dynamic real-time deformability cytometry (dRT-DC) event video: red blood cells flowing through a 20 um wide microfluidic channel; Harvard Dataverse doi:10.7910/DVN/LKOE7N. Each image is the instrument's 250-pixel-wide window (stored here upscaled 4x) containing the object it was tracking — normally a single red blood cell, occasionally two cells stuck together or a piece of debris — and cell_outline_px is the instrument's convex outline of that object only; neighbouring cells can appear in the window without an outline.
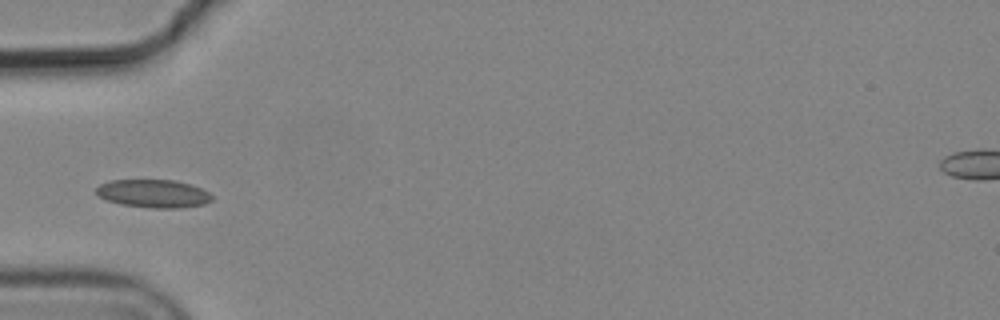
{"species": "common noctule bat (a hibernating species)", "species_latin": "Nyctalus noctula", "temperature_condition": "cold", "stored_images_in_passage": 8, "camera_frame_rate_fps": 3000, "um_per_image_px": 0.085, "animal": {"sex": "male", "body_mass_g": 19.2, "forearm_length_mm": 51.8}, "frame": {"image": 1, "passage_image": 4, "time_ms": 1.0, "image_size_px": [1000, 320], "cell_outline_px": [[212, 200], [204, 204], [180, 208], [152, 208], [120, 204], [108, 200], [100, 196], [96, 192], [96, 188], [100, 184], [112, 180], [176, 180], [192, 184], [208, 192], [212, 196]], "centroid_in_image_um": [13.07, 16.45], "position_along_channel_um": 71.9, "area_um2": 18.9}}
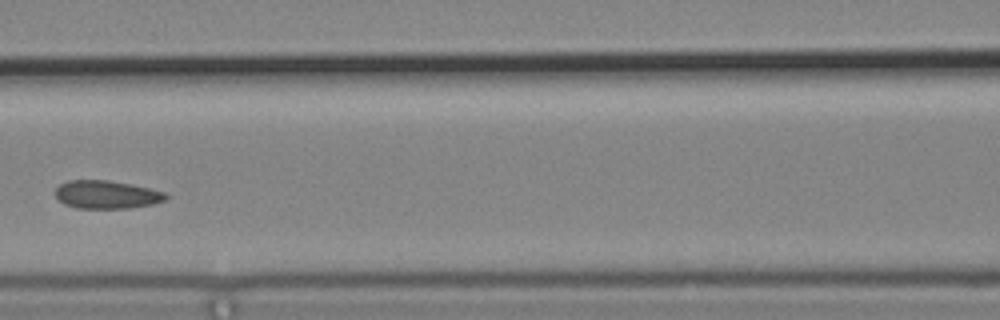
{"frame": {"image": 2, "passage_image": 6, "time_ms": 1.667, "image_size_px": [1000, 320], "cell_outline_px": [[168, 196], [164, 200], [152, 204], [128, 208], [76, 208], [64, 204], [56, 196], [56, 188], [60, 184], [68, 180], [108, 180], [132, 184], [168, 192]], "centroid_in_image_um": [9.08, 16.53], "position_along_channel_um": 157.5, "area_um2": 18.15}}
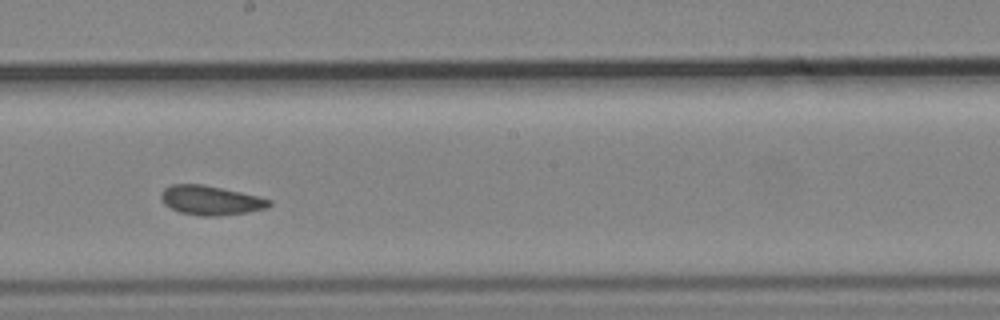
{"frame": {"image": 3, "passage_image": 8, "time_ms": 2.333, "image_size_px": [1000, 320], "cell_outline_px": [[272, 204], [268, 208], [248, 212], [220, 216], [200, 216], [180, 212], [164, 204], [160, 196], [160, 192], [164, 188], [172, 184], [204, 184], [240, 192], [272, 200]], "centroid_in_image_um": [17.9, 17.03], "position_along_channel_um": 230.3, "area_um2": 18.55}}